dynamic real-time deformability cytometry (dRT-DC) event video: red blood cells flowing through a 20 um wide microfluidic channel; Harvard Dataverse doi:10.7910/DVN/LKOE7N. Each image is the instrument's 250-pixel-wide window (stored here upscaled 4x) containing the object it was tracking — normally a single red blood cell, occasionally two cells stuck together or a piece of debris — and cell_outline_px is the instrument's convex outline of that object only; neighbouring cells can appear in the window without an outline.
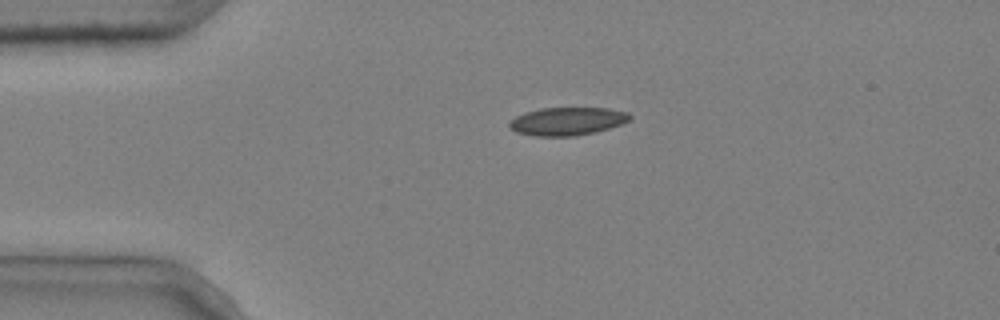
{"species": "common noctule bat (a hibernating species)", "species_latin": "Nyctalus noctula", "temperature_condition": "cold", "stored_images_in_passage": 2, "camera_frame_rate_fps": 3000, "um_per_image_px": 0.085, "animal": {"sex": "male", "body_mass_g": 20.4}, "frame": {"image": 1, "passage_image": 1, "time_ms": 0.0, "image_size_px": [1000, 320], "cell_outline_px": [[632, 116], [628, 120], [620, 124], [596, 132], [576, 136], [532, 136], [516, 132], [508, 128], [508, 120], [524, 112], [540, 108], [608, 108], [628, 112]], "centroid_in_image_um": [48.15, 10.31], "position_along_channel_um": 36.8, "area_um2": 19.88}}